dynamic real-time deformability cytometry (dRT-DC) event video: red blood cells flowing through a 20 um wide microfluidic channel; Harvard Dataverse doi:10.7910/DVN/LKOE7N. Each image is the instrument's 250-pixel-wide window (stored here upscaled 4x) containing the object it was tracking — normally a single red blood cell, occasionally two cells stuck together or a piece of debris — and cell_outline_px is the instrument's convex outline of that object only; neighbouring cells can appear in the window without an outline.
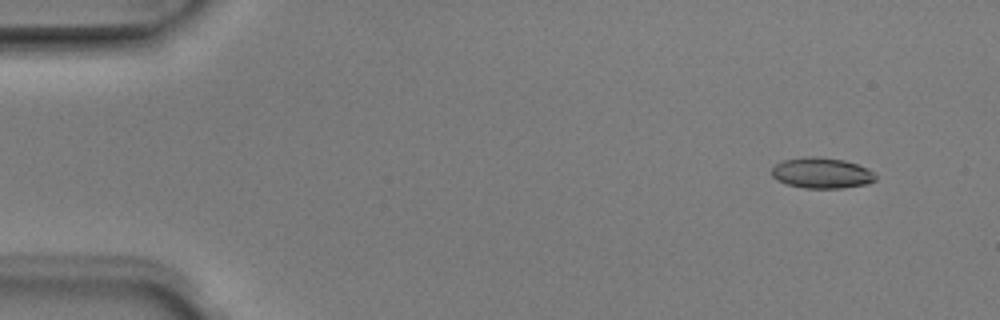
{"species": "Egyptian fruit bat (a non-hibernating species)", "species_latin": "Rousettus aegyptiacus", "temperature_condition": "room temperature", "stored_images_in_passage": 5, "camera_frame_rate_fps": 3000, "um_per_image_px": 0.085, "animal": {"sex": "male"}, "frame": {"image": 1, "passage_image": 2, "time_ms": 0.333, "image_size_px": [1000, 320], "cell_outline_px": [[876, 180], [868, 184], [840, 188], [804, 188], [788, 184], [776, 180], [772, 176], [772, 168], [776, 164], [784, 160], [808, 156], [816, 156], [844, 160], [868, 168], [876, 176]], "centroid_in_image_um": [69.85, 14.7], "position_along_channel_um": 15.2, "area_um2": 18.55}}
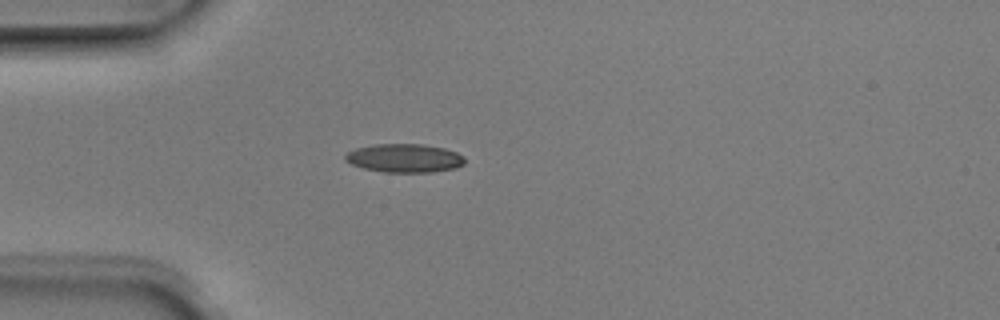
{"frame": {"image": 2, "passage_image": 5, "time_ms": 1.333, "image_size_px": [1000, 320], "cell_outline_px": [[464, 164], [456, 168], [432, 172], [384, 172], [364, 168], [352, 164], [344, 160], [344, 156], [348, 152], [356, 148], [376, 144], [420, 144], [444, 148], [456, 152], [464, 156]], "centroid_in_image_um": [34.39, 13.44], "position_along_channel_um": 50.6, "area_um2": 19.83}}